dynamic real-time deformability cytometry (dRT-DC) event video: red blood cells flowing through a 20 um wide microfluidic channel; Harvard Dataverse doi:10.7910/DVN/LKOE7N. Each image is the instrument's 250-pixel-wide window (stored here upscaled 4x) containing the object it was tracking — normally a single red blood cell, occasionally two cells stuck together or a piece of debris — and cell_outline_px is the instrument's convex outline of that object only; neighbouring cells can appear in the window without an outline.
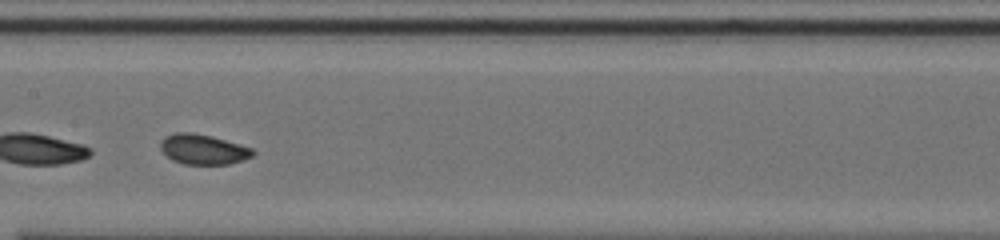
{"species": "common noctule bat (a hibernating species)", "species_latin": "Nyctalus noctula", "temperature_condition": "cold", "stored_images_in_passage": 29, "segment_of_instrument_passage": [2, 2], "camera_frame_rate_fps": 3000, "um_per_image_px": 0.085, "animal": {"sex": "male", "body_mass_g": 20.0, "forearm_length_mm": 53.3}, "frame": {"image": 1, "passage_image": 21, "time_ms": 6.667, "image_size_px": [1000, 240], "cell_outline_px": [[256, 152], [252, 156], [244, 160], [228, 164], [184, 164], [172, 160], [160, 148], [160, 140], [164, 136], [176, 132], [192, 132], [212, 136], [252, 148]], "centroid_in_image_um": [17.26, 12.69], "position_along_channel_um": 190.1, "area_um2": 16.24}}